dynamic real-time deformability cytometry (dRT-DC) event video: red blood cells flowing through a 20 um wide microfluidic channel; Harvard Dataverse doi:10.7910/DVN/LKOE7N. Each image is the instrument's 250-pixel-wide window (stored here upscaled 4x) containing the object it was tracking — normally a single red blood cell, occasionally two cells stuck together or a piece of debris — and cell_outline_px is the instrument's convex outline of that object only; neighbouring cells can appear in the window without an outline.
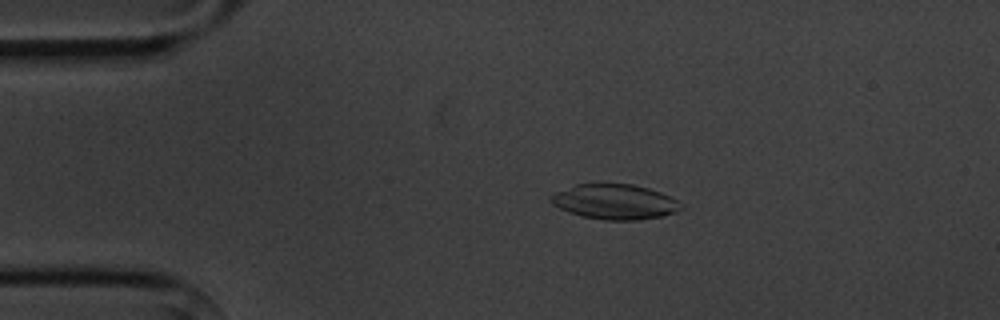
{"species": "common noctule bat (a hibernating species)", "species_latin": "Nyctalus noctula", "temperature_condition": "cold", "stored_images_in_passage": 5, "camera_frame_rate_fps": 3000, "um_per_image_px": 0.085, "animal": {"sex": "male", "body_mass_g": 20.1, "forearm_length_mm": 53.5}, "frame": {"image": 1, "passage_image": 3, "time_ms": 2.333, "image_size_px": [1000, 320], "cell_outline_px": [[684, 208], [676, 212], [660, 216], [640, 220], [604, 220], [580, 216], [568, 212], [552, 204], [548, 200], [548, 196], [556, 192], [576, 184], [632, 184], [648, 188], [660, 192], [684, 204]], "centroid_in_image_um": [52.24, 17.16], "position_along_channel_um": 32.8, "area_um2": 26.7}}
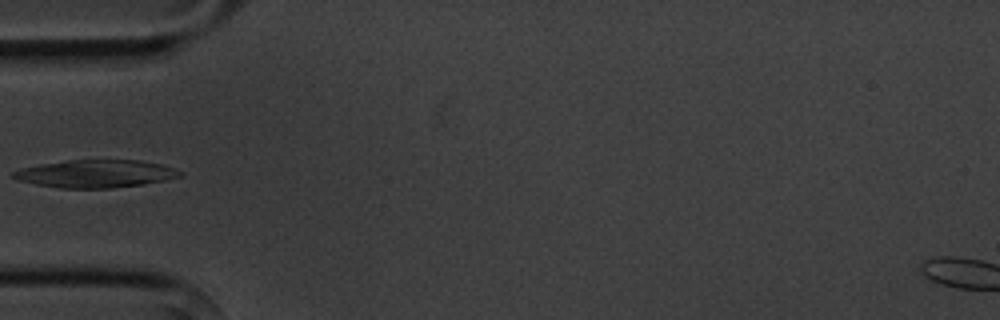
{"frame": {"image": 2, "passage_image": 5, "time_ms": 4.667, "image_size_px": [1000, 320], "cell_outline_px": [[184, 176], [144, 184], [112, 188], [60, 188], [36, 184], [20, 180], [12, 176], [12, 172], [20, 168], [40, 164], [68, 160], [140, 160], [160, 164], [176, 168], [184, 172]], "centroid_in_image_um": [8.18, 14.76], "position_along_channel_um": 76.8, "area_um2": 26.99}}